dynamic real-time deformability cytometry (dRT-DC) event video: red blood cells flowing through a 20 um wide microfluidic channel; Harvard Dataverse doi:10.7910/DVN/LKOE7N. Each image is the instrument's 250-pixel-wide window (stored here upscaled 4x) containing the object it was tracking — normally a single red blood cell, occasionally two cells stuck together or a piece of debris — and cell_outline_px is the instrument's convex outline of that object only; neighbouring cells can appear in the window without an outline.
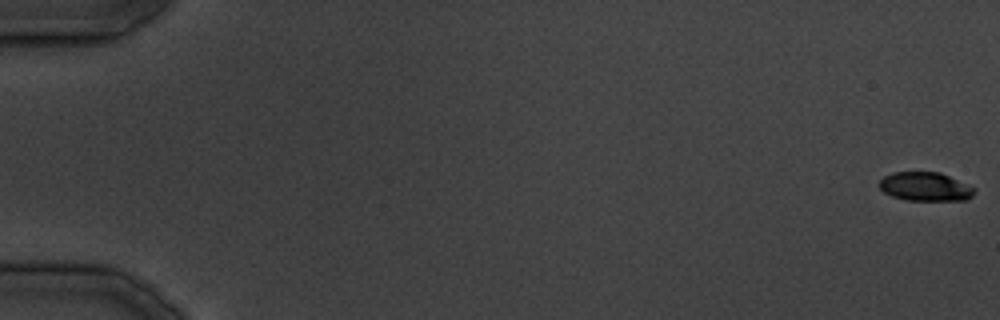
{"species": "common noctule bat (a hibernating species)", "species_latin": "Nyctalus noctula", "temperature_condition": "cold", "stored_images_in_passage": 39, "camera_frame_rate_fps": 3000, "um_per_image_px": 0.085, "animal": {"sex": "male", "body_mass_g": 19.5, "forearm_length_mm": 54.6}, "frame": {"image": 1, "passage_image": 1, "time_ms": 0.0, "image_size_px": [1000, 320], "cell_outline_px": [[976, 192], [968, 200], [908, 200], [892, 196], [884, 192], [876, 184], [884, 176], [892, 172], [940, 172], [976, 188]], "centroid_in_image_um": [78.65, 15.86], "position_along_channel_um": 6.4, "area_um2": 16.07}}
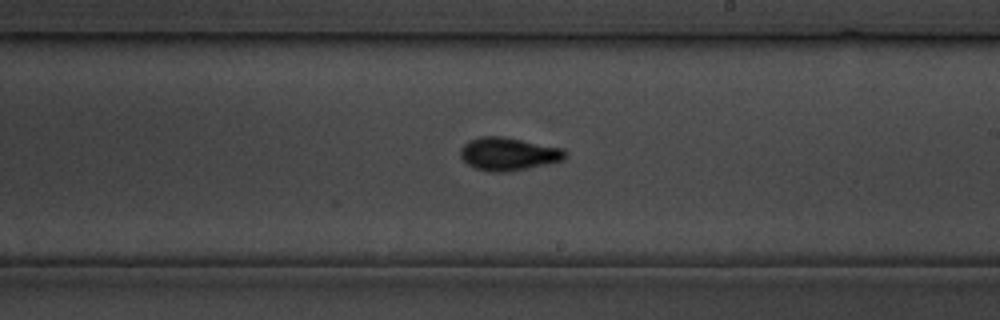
{"frame": {"image": 2, "passage_image": 23, "time_ms": 27.0, "image_size_px": [1000, 320], "cell_outline_px": [[568, 156], [564, 160], [508, 172], [492, 172], [476, 168], [468, 164], [460, 156], [460, 148], [468, 140], [480, 136], [504, 136], [564, 148], [568, 152]], "centroid_in_image_um": [43.24, 13.07], "position_along_channel_um": 245.8, "area_um2": 20.35}}
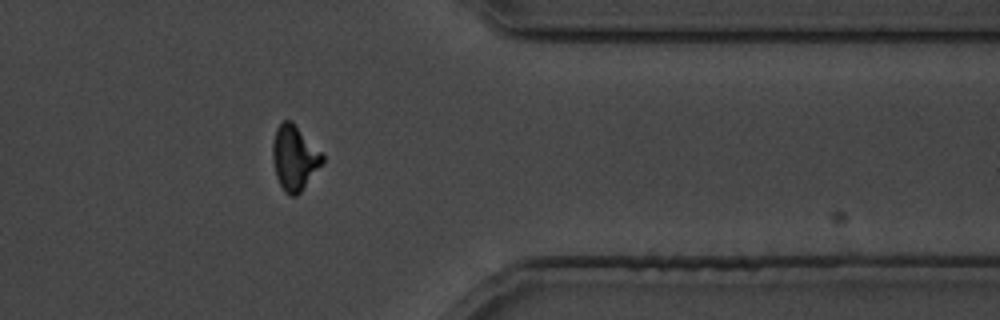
{"frame": {"image": 3, "passage_image": 31, "time_ms": 37.0, "image_size_px": [1000, 320], "cell_outline_px": [[324, 164], [300, 192], [296, 196], [288, 196], [284, 192], [276, 176], [272, 160], [272, 144], [276, 128], [284, 120], [292, 120], [324, 156]], "centroid_in_image_um": [25.02, 13.43], "position_along_channel_um": 386.4, "area_um2": 18.96}}